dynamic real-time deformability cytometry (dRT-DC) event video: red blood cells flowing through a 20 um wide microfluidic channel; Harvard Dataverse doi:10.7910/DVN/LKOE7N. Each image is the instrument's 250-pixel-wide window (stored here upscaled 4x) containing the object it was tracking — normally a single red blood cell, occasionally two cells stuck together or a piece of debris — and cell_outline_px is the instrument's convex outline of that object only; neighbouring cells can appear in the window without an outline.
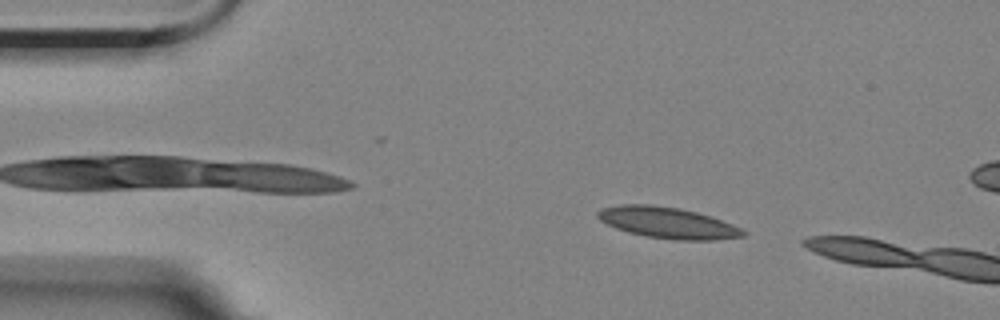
{"species": "Egyptian fruit bat (a non-hibernating species)", "species_latin": "Rousettus aegyptiacus", "temperature_condition": "room temperature", "stored_images_in_passage": 2, "camera_frame_rate_fps": 3000, "um_per_image_px": 0.085, "animal": {"sex": "female"}, "frame": {"image": 1, "passage_image": 2, "time_ms": 2.0, "image_size_px": [1000, 320], "cell_outline_px": [[748, 232], [744, 236], [716, 240], [676, 240], [644, 236], [628, 232], [616, 228], [600, 220], [596, 216], [596, 212], [600, 208], [620, 204], [648, 204], [680, 208], [712, 216], [732, 224]], "centroid_in_image_um": [56.74, 18.93], "position_along_channel_um": 28.3, "area_um2": 26.59}}